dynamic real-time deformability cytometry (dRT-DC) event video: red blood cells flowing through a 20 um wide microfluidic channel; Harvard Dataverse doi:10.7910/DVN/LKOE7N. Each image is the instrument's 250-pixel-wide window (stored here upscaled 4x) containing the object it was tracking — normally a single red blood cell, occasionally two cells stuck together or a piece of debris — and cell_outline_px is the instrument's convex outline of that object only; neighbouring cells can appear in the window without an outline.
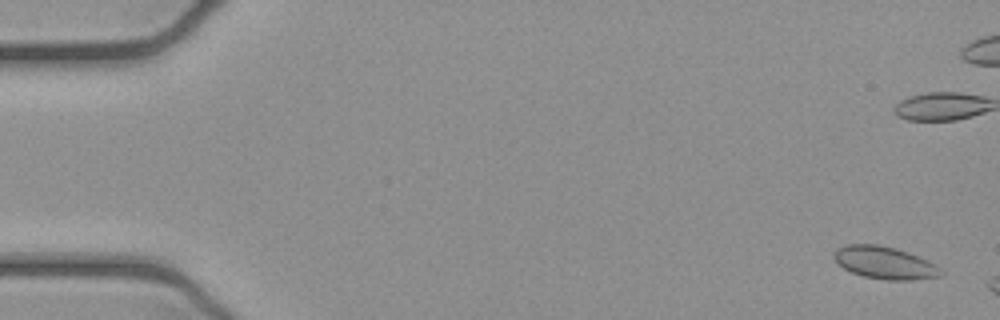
{"species": "common noctule bat (a hibernating species)", "species_latin": "Nyctalus noctula", "temperature_condition": "cold", "stored_images_in_passage": 11, "camera_frame_rate_fps": 3000, "um_per_image_px": 0.085, "animal": {"sex": "female", "body_mass_g": 21.9}, "frame": {"image": 1, "passage_image": 2, "time_ms": 0.333, "image_size_px": [1000, 320], "cell_outline_px": [[940, 276], [912, 280], [884, 280], [864, 276], [852, 272], [844, 268], [832, 256], [832, 252], [836, 248], [848, 244], [876, 244], [896, 248], [908, 252], [940, 268]], "centroid_in_image_um": [75.12, 22.32], "position_along_channel_um": 9.9, "area_um2": 19.88}}